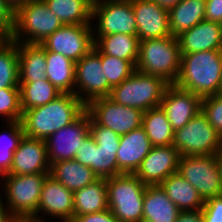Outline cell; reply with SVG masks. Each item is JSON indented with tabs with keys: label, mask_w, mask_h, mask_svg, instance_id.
Listing matches in <instances>:
<instances>
[{
	"label": "cell",
	"mask_w": 222,
	"mask_h": 222,
	"mask_svg": "<svg viewBox=\"0 0 222 222\" xmlns=\"http://www.w3.org/2000/svg\"><path fill=\"white\" fill-rule=\"evenodd\" d=\"M85 110L86 105L75 94L61 93L46 105L22 113L20 122L24 136L46 140L75 121Z\"/></svg>",
	"instance_id": "1"
},
{
	"label": "cell",
	"mask_w": 222,
	"mask_h": 222,
	"mask_svg": "<svg viewBox=\"0 0 222 222\" xmlns=\"http://www.w3.org/2000/svg\"><path fill=\"white\" fill-rule=\"evenodd\" d=\"M222 79V50L181 54L174 85L200 98L217 95Z\"/></svg>",
	"instance_id": "2"
},
{
	"label": "cell",
	"mask_w": 222,
	"mask_h": 222,
	"mask_svg": "<svg viewBox=\"0 0 222 222\" xmlns=\"http://www.w3.org/2000/svg\"><path fill=\"white\" fill-rule=\"evenodd\" d=\"M181 54L177 37L146 39L139 43L136 70L159 76L174 84L180 70Z\"/></svg>",
	"instance_id": "3"
},
{
	"label": "cell",
	"mask_w": 222,
	"mask_h": 222,
	"mask_svg": "<svg viewBox=\"0 0 222 222\" xmlns=\"http://www.w3.org/2000/svg\"><path fill=\"white\" fill-rule=\"evenodd\" d=\"M62 25L44 0H30L14 12L10 39L17 43L41 44Z\"/></svg>",
	"instance_id": "4"
},
{
	"label": "cell",
	"mask_w": 222,
	"mask_h": 222,
	"mask_svg": "<svg viewBox=\"0 0 222 222\" xmlns=\"http://www.w3.org/2000/svg\"><path fill=\"white\" fill-rule=\"evenodd\" d=\"M108 209L119 222H142L146 184L135 174H119L106 179Z\"/></svg>",
	"instance_id": "5"
},
{
	"label": "cell",
	"mask_w": 222,
	"mask_h": 222,
	"mask_svg": "<svg viewBox=\"0 0 222 222\" xmlns=\"http://www.w3.org/2000/svg\"><path fill=\"white\" fill-rule=\"evenodd\" d=\"M169 83L159 76L144 74L137 70L112 88L110 98L123 106L145 112L160 106Z\"/></svg>",
	"instance_id": "6"
},
{
	"label": "cell",
	"mask_w": 222,
	"mask_h": 222,
	"mask_svg": "<svg viewBox=\"0 0 222 222\" xmlns=\"http://www.w3.org/2000/svg\"><path fill=\"white\" fill-rule=\"evenodd\" d=\"M50 174L4 175V202L12 217L31 218L38 209L45 179Z\"/></svg>",
	"instance_id": "7"
},
{
	"label": "cell",
	"mask_w": 222,
	"mask_h": 222,
	"mask_svg": "<svg viewBox=\"0 0 222 222\" xmlns=\"http://www.w3.org/2000/svg\"><path fill=\"white\" fill-rule=\"evenodd\" d=\"M178 173L203 201L222 195V155L180 156Z\"/></svg>",
	"instance_id": "8"
},
{
	"label": "cell",
	"mask_w": 222,
	"mask_h": 222,
	"mask_svg": "<svg viewBox=\"0 0 222 222\" xmlns=\"http://www.w3.org/2000/svg\"><path fill=\"white\" fill-rule=\"evenodd\" d=\"M180 156L221 155L222 137L200 111L183 128L174 131L172 144Z\"/></svg>",
	"instance_id": "9"
},
{
	"label": "cell",
	"mask_w": 222,
	"mask_h": 222,
	"mask_svg": "<svg viewBox=\"0 0 222 222\" xmlns=\"http://www.w3.org/2000/svg\"><path fill=\"white\" fill-rule=\"evenodd\" d=\"M74 94L85 104L110 96L112 87L103 72L100 50L94 45L93 49L75 63Z\"/></svg>",
	"instance_id": "10"
},
{
	"label": "cell",
	"mask_w": 222,
	"mask_h": 222,
	"mask_svg": "<svg viewBox=\"0 0 222 222\" xmlns=\"http://www.w3.org/2000/svg\"><path fill=\"white\" fill-rule=\"evenodd\" d=\"M93 36L124 33L137 36L132 2L105 0L92 5ZM94 26V27H93ZM96 26V27H95Z\"/></svg>",
	"instance_id": "11"
},
{
	"label": "cell",
	"mask_w": 222,
	"mask_h": 222,
	"mask_svg": "<svg viewBox=\"0 0 222 222\" xmlns=\"http://www.w3.org/2000/svg\"><path fill=\"white\" fill-rule=\"evenodd\" d=\"M90 117L98 124L125 135L142 126L141 110L116 103L109 96L98 98L86 105Z\"/></svg>",
	"instance_id": "12"
},
{
	"label": "cell",
	"mask_w": 222,
	"mask_h": 222,
	"mask_svg": "<svg viewBox=\"0 0 222 222\" xmlns=\"http://www.w3.org/2000/svg\"><path fill=\"white\" fill-rule=\"evenodd\" d=\"M94 43L92 25L76 24L62 25L40 45L76 63L93 49Z\"/></svg>",
	"instance_id": "13"
},
{
	"label": "cell",
	"mask_w": 222,
	"mask_h": 222,
	"mask_svg": "<svg viewBox=\"0 0 222 222\" xmlns=\"http://www.w3.org/2000/svg\"><path fill=\"white\" fill-rule=\"evenodd\" d=\"M90 134V114L85 110L75 121L50 135L46 140L50 166L55 162L71 160Z\"/></svg>",
	"instance_id": "14"
},
{
	"label": "cell",
	"mask_w": 222,
	"mask_h": 222,
	"mask_svg": "<svg viewBox=\"0 0 222 222\" xmlns=\"http://www.w3.org/2000/svg\"><path fill=\"white\" fill-rule=\"evenodd\" d=\"M92 136L91 170L98 178L108 179L118 175L117 151L120 135L111 129L98 125L90 117Z\"/></svg>",
	"instance_id": "15"
},
{
	"label": "cell",
	"mask_w": 222,
	"mask_h": 222,
	"mask_svg": "<svg viewBox=\"0 0 222 222\" xmlns=\"http://www.w3.org/2000/svg\"><path fill=\"white\" fill-rule=\"evenodd\" d=\"M180 153L173 146H153L134 173L146 185H159L178 172Z\"/></svg>",
	"instance_id": "16"
},
{
	"label": "cell",
	"mask_w": 222,
	"mask_h": 222,
	"mask_svg": "<svg viewBox=\"0 0 222 222\" xmlns=\"http://www.w3.org/2000/svg\"><path fill=\"white\" fill-rule=\"evenodd\" d=\"M42 213L58 221L73 220V192L50 175L44 181L37 212L31 218L47 220Z\"/></svg>",
	"instance_id": "17"
},
{
	"label": "cell",
	"mask_w": 222,
	"mask_h": 222,
	"mask_svg": "<svg viewBox=\"0 0 222 222\" xmlns=\"http://www.w3.org/2000/svg\"><path fill=\"white\" fill-rule=\"evenodd\" d=\"M201 104L202 98L196 94L169 84L165 89L160 106L175 131L183 128L201 111Z\"/></svg>",
	"instance_id": "18"
},
{
	"label": "cell",
	"mask_w": 222,
	"mask_h": 222,
	"mask_svg": "<svg viewBox=\"0 0 222 222\" xmlns=\"http://www.w3.org/2000/svg\"><path fill=\"white\" fill-rule=\"evenodd\" d=\"M50 174L46 142L26 136L13 153L10 171L6 175Z\"/></svg>",
	"instance_id": "19"
},
{
	"label": "cell",
	"mask_w": 222,
	"mask_h": 222,
	"mask_svg": "<svg viewBox=\"0 0 222 222\" xmlns=\"http://www.w3.org/2000/svg\"><path fill=\"white\" fill-rule=\"evenodd\" d=\"M132 9L140 41L171 36L168 10L161 8L153 0H134Z\"/></svg>",
	"instance_id": "20"
},
{
	"label": "cell",
	"mask_w": 222,
	"mask_h": 222,
	"mask_svg": "<svg viewBox=\"0 0 222 222\" xmlns=\"http://www.w3.org/2000/svg\"><path fill=\"white\" fill-rule=\"evenodd\" d=\"M152 147L142 126L122 135L116 156L118 175L122 173L134 174Z\"/></svg>",
	"instance_id": "21"
},
{
	"label": "cell",
	"mask_w": 222,
	"mask_h": 222,
	"mask_svg": "<svg viewBox=\"0 0 222 222\" xmlns=\"http://www.w3.org/2000/svg\"><path fill=\"white\" fill-rule=\"evenodd\" d=\"M180 54L222 50V24L203 20L177 36Z\"/></svg>",
	"instance_id": "22"
},
{
	"label": "cell",
	"mask_w": 222,
	"mask_h": 222,
	"mask_svg": "<svg viewBox=\"0 0 222 222\" xmlns=\"http://www.w3.org/2000/svg\"><path fill=\"white\" fill-rule=\"evenodd\" d=\"M180 212L160 184L146 186L142 222H176Z\"/></svg>",
	"instance_id": "23"
},
{
	"label": "cell",
	"mask_w": 222,
	"mask_h": 222,
	"mask_svg": "<svg viewBox=\"0 0 222 222\" xmlns=\"http://www.w3.org/2000/svg\"><path fill=\"white\" fill-rule=\"evenodd\" d=\"M50 176L74 192L98 179L95 173L75 159L55 162L50 166Z\"/></svg>",
	"instance_id": "24"
},
{
	"label": "cell",
	"mask_w": 222,
	"mask_h": 222,
	"mask_svg": "<svg viewBox=\"0 0 222 222\" xmlns=\"http://www.w3.org/2000/svg\"><path fill=\"white\" fill-rule=\"evenodd\" d=\"M107 209L106 179L98 178L88 186L73 192V218Z\"/></svg>",
	"instance_id": "25"
},
{
	"label": "cell",
	"mask_w": 222,
	"mask_h": 222,
	"mask_svg": "<svg viewBox=\"0 0 222 222\" xmlns=\"http://www.w3.org/2000/svg\"><path fill=\"white\" fill-rule=\"evenodd\" d=\"M19 82H35L46 78L45 49L40 44L17 43Z\"/></svg>",
	"instance_id": "26"
},
{
	"label": "cell",
	"mask_w": 222,
	"mask_h": 222,
	"mask_svg": "<svg viewBox=\"0 0 222 222\" xmlns=\"http://www.w3.org/2000/svg\"><path fill=\"white\" fill-rule=\"evenodd\" d=\"M206 0H182L168 11L171 35L179 36L205 20Z\"/></svg>",
	"instance_id": "27"
},
{
	"label": "cell",
	"mask_w": 222,
	"mask_h": 222,
	"mask_svg": "<svg viewBox=\"0 0 222 222\" xmlns=\"http://www.w3.org/2000/svg\"><path fill=\"white\" fill-rule=\"evenodd\" d=\"M160 185L180 211L202 209L203 199L197 190L178 172L171 174Z\"/></svg>",
	"instance_id": "28"
},
{
	"label": "cell",
	"mask_w": 222,
	"mask_h": 222,
	"mask_svg": "<svg viewBox=\"0 0 222 222\" xmlns=\"http://www.w3.org/2000/svg\"><path fill=\"white\" fill-rule=\"evenodd\" d=\"M46 78L61 92L74 94L75 62L69 58L45 50Z\"/></svg>",
	"instance_id": "29"
},
{
	"label": "cell",
	"mask_w": 222,
	"mask_h": 222,
	"mask_svg": "<svg viewBox=\"0 0 222 222\" xmlns=\"http://www.w3.org/2000/svg\"><path fill=\"white\" fill-rule=\"evenodd\" d=\"M95 46L106 55L128 61H137L140 40L137 36L118 33L93 36Z\"/></svg>",
	"instance_id": "30"
},
{
	"label": "cell",
	"mask_w": 222,
	"mask_h": 222,
	"mask_svg": "<svg viewBox=\"0 0 222 222\" xmlns=\"http://www.w3.org/2000/svg\"><path fill=\"white\" fill-rule=\"evenodd\" d=\"M63 25L92 24V4L88 0H44Z\"/></svg>",
	"instance_id": "31"
},
{
	"label": "cell",
	"mask_w": 222,
	"mask_h": 222,
	"mask_svg": "<svg viewBox=\"0 0 222 222\" xmlns=\"http://www.w3.org/2000/svg\"><path fill=\"white\" fill-rule=\"evenodd\" d=\"M142 127L152 146L173 144L174 130L161 106L151 108L143 113Z\"/></svg>",
	"instance_id": "32"
},
{
	"label": "cell",
	"mask_w": 222,
	"mask_h": 222,
	"mask_svg": "<svg viewBox=\"0 0 222 222\" xmlns=\"http://www.w3.org/2000/svg\"><path fill=\"white\" fill-rule=\"evenodd\" d=\"M19 89L22 112L46 105L61 94L47 78L35 82H19Z\"/></svg>",
	"instance_id": "33"
},
{
	"label": "cell",
	"mask_w": 222,
	"mask_h": 222,
	"mask_svg": "<svg viewBox=\"0 0 222 222\" xmlns=\"http://www.w3.org/2000/svg\"><path fill=\"white\" fill-rule=\"evenodd\" d=\"M19 88L17 42L10 38L0 46V89Z\"/></svg>",
	"instance_id": "34"
},
{
	"label": "cell",
	"mask_w": 222,
	"mask_h": 222,
	"mask_svg": "<svg viewBox=\"0 0 222 222\" xmlns=\"http://www.w3.org/2000/svg\"><path fill=\"white\" fill-rule=\"evenodd\" d=\"M100 59L103 72L112 88L119 85L136 71L137 61L119 59L117 57L103 54L101 51Z\"/></svg>",
	"instance_id": "35"
},
{
	"label": "cell",
	"mask_w": 222,
	"mask_h": 222,
	"mask_svg": "<svg viewBox=\"0 0 222 222\" xmlns=\"http://www.w3.org/2000/svg\"><path fill=\"white\" fill-rule=\"evenodd\" d=\"M20 89L3 88L0 89V117L4 122L20 121L22 117Z\"/></svg>",
	"instance_id": "36"
},
{
	"label": "cell",
	"mask_w": 222,
	"mask_h": 222,
	"mask_svg": "<svg viewBox=\"0 0 222 222\" xmlns=\"http://www.w3.org/2000/svg\"><path fill=\"white\" fill-rule=\"evenodd\" d=\"M201 111L222 137V96L213 95L202 98Z\"/></svg>",
	"instance_id": "37"
},
{
	"label": "cell",
	"mask_w": 222,
	"mask_h": 222,
	"mask_svg": "<svg viewBox=\"0 0 222 222\" xmlns=\"http://www.w3.org/2000/svg\"><path fill=\"white\" fill-rule=\"evenodd\" d=\"M6 127L3 132H0V150L15 151L20 140L24 136L23 128L20 121L6 122ZM7 130V132H6Z\"/></svg>",
	"instance_id": "38"
},
{
	"label": "cell",
	"mask_w": 222,
	"mask_h": 222,
	"mask_svg": "<svg viewBox=\"0 0 222 222\" xmlns=\"http://www.w3.org/2000/svg\"><path fill=\"white\" fill-rule=\"evenodd\" d=\"M201 212L204 222H222V195L204 201Z\"/></svg>",
	"instance_id": "39"
},
{
	"label": "cell",
	"mask_w": 222,
	"mask_h": 222,
	"mask_svg": "<svg viewBox=\"0 0 222 222\" xmlns=\"http://www.w3.org/2000/svg\"><path fill=\"white\" fill-rule=\"evenodd\" d=\"M14 27V11L6 4L4 0H0V30L10 38Z\"/></svg>",
	"instance_id": "40"
},
{
	"label": "cell",
	"mask_w": 222,
	"mask_h": 222,
	"mask_svg": "<svg viewBox=\"0 0 222 222\" xmlns=\"http://www.w3.org/2000/svg\"><path fill=\"white\" fill-rule=\"evenodd\" d=\"M71 222H119L114 214L109 210L98 213L75 216Z\"/></svg>",
	"instance_id": "41"
},
{
	"label": "cell",
	"mask_w": 222,
	"mask_h": 222,
	"mask_svg": "<svg viewBox=\"0 0 222 222\" xmlns=\"http://www.w3.org/2000/svg\"><path fill=\"white\" fill-rule=\"evenodd\" d=\"M92 136L89 134L75 155V160L91 169Z\"/></svg>",
	"instance_id": "42"
},
{
	"label": "cell",
	"mask_w": 222,
	"mask_h": 222,
	"mask_svg": "<svg viewBox=\"0 0 222 222\" xmlns=\"http://www.w3.org/2000/svg\"><path fill=\"white\" fill-rule=\"evenodd\" d=\"M205 20L222 24V0H206Z\"/></svg>",
	"instance_id": "43"
},
{
	"label": "cell",
	"mask_w": 222,
	"mask_h": 222,
	"mask_svg": "<svg viewBox=\"0 0 222 222\" xmlns=\"http://www.w3.org/2000/svg\"><path fill=\"white\" fill-rule=\"evenodd\" d=\"M14 151H1L0 150V176H4L9 173Z\"/></svg>",
	"instance_id": "44"
},
{
	"label": "cell",
	"mask_w": 222,
	"mask_h": 222,
	"mask_svg": "<svg viewBox=\"0 0 222 222\" xmlns=\"http://www.w3.org/2000/svg\"><path fill=\"white\" fill-rule=\"evenodd\" d=\"M176 222H204L201 210L181 211Z\"/></svg>",
	"instance_id": "45"
},
{
	"label": "cell",
	"mask_w": 222,
	"mask_h": 222,
	"mask_svg": "<svg viewBox=\"0 0 222 222\" xmlns=\"http://www.w3.org/2000/svg\"><path fill=\"white\" fill-rule=\"evenodd\" d=\"M2 194L0 193V222H9L12 219V216L8 212V208L2 200Z\"/></svg>",
	"instance_id": "46"
},
{
	"label": "cell",
	"mask_w": 222,
	"mask_h": 222,
	"mask_svg": "<svg viewBox=\"0 0 222 222\" xmlns=\"http://www.w3.org/2000/svg\"><path fill=\"white\" fill-rule=\"evenodd\" d=\"M153 1L161 8H164L169 11L182 0H153Z\"/></svg>",
	"instance_id": "47"
},
{
	"label": "cell",
	"mask_w": 222,
	"mask_h": 222,
	"mask_svg": "<svg viewBox=\"0 0 222 222\" xmlns=\"http://www.w3.org/2000/svg\"><path fill=\"white\" fill-rule=\"evenodd\" d=\"M4 1L15 12L20 6H23L30 0H4Z\"/></svg>",
	"instance_id": "48"
},
{
	"label": "cell",
	"mask_w": 222,
	"mask_h": 222,
	"mask_svg": "<svg viewBox=\"0 0 222 222\" xmlns=\"http://www.w3.org/2000/svg\"><path fill=\"white\" fill-rule=\"evenodd\" d=\"M9 222H33V218L12 217V219Z\"/></svg>",
	"instance_id": "49"
},
{
	"label": "cell",
	"mask_w": 222,
	"mask_h": 222,
	"mask_svg": "<svg viewBox=\"0 0 222 222\" xmlns=\"http://www.w3.org/2000/svg\"><path fill=\"white\" fill-rule=\"evenodd\" d=\"M9 38L0 30V46L3 45Z\"/></svg>",
	"instance_id": "50"
},
{
	"label": "cell",
	"mask_w": 222,
	"mask_h": 222,
	"mask_svg": "<svg viewBox=\"0 0 222 222\" xmlns=\"http://www.w3.org/2000/svg\"><path fill=\"white\" fill-rule=\"evenodd\" d=\"M33 222H48L47 220H41V219H34L33 218ZM60 222H67V221H61Z\"/></svg>",
	"instance_id": "51"
},
{
	"label": "cell",
	"mask_w": 222,
	"mask_h": 222,
	"mask_svg": "<svg viewBox=\"0 0 222 222\" xmlns=\"http://www.w3.org/2000/svg\"><path fill=\"white\" fill-rule=\"evenodd\" d=\"M92 5L105 0H88Z\"/></svg>",
	"instance_id": "52"
},
{
	"label": "cell",
	"mask_w": 222,
	"mask_h": 222,
	"mask_svg": "<svg viewBox=\"0 0 222 222\" xmlns=\"http://www.w3.org/2000/svg\"><path fill=\"white\" fill-rule=\"evenodd\" d=\"M217 95L222 96V79H221V84H220V88H219V90H218Z\"/></svg>",
	"instance_id": "53"
},
{
	"label": "cell",
	"mask_w": 222,
	"mask_h": 222,
	"mask_svg": "<svg viewBox=\"0 0 222 222\" xmlns=\"http://www.w3.org/2000/svg\"><path fill=\"white\" fill-rule=\"evenodd\" d=\"M110 1L133 2L134 0H110Z\"/></svg>",
	"instance_id": "54"
}]
</instances>
